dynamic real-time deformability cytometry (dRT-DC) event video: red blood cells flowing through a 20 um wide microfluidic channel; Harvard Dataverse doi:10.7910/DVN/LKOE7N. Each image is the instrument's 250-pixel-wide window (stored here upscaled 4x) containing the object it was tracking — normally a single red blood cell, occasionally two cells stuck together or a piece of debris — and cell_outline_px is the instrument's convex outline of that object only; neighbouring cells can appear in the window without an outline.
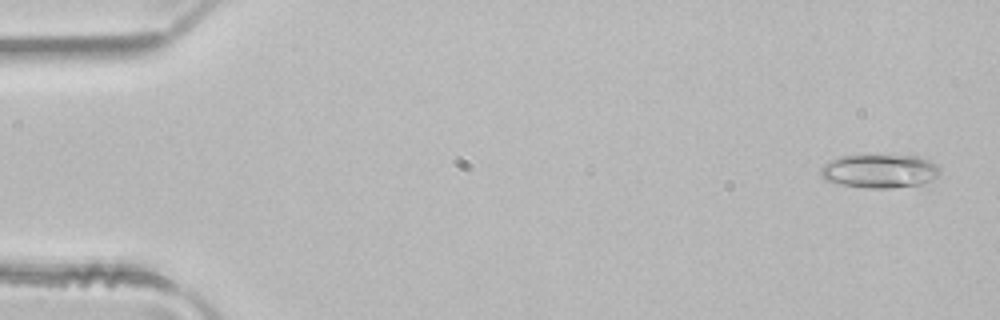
{"species": "common noctule bat (a hibernating species)", "species_latin": "Nyctalus noctula", "temperature_condition": "room temperature", "stored_images_in_passage": 3, "camera_frame_rate_fps": 3000, "um_per_image_px": 0.085, "animal": {"sex": "male", "body_mass_g": 21.5, "forearm_length_mm": 52.0}, "frame": {"image": 1, "passage_image": 1, "time_ms": 0.0, "image_size_px": [1000, 320], "cell_outline_px": [[940, 176], [932, 180], [920, 184], [892, 188], [864, 188], [840, 184], [824, 180], [820, 176], [820, 168], [824, 164], [840, 156], [920, 156], [936, 164], [940, 168]], "centroid_in_image_um": [74.77, 14.56], "position_along_channel_um": 10.2, "area_um2": 23.41}}